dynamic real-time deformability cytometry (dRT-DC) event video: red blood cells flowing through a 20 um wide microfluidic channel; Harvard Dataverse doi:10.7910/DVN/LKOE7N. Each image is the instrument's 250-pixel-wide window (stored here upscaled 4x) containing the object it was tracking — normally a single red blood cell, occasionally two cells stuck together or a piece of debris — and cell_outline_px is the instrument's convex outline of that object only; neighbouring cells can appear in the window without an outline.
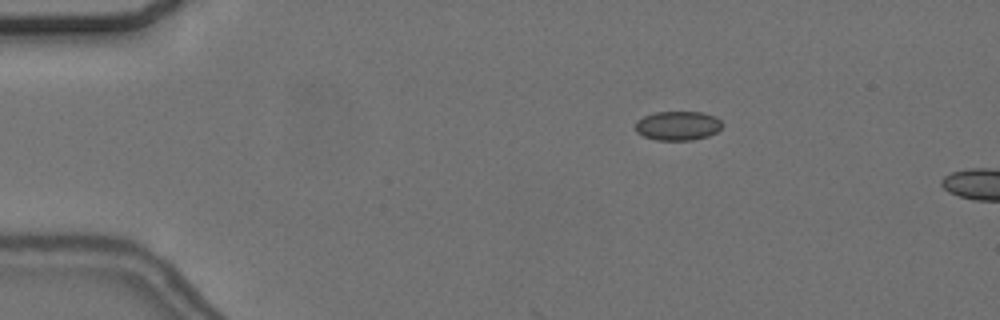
{"species": "common noctule bat (a hibernating species)", "species_latin": "Nyctalus noctula", "temperature_condition": "cold", "stored_images_in_passage": 5, "camera_frame_rate_fps": 3000, "um_per_image_px": 0.085, "animal": {"sex": "female", "body_mass_g": 24.6, "forearm_length_mm": 56.2}, "frame": {"image": 1, "passage_image": 2, "time_ms": 0.333, "image_size_px": [1000, 320], "cell_outline_px": [[724, 124], [716, 132], [708, 136], [692, 140], [656, 140], [644, 136], [636, 132], [636, 120], [644, 116], [656, 112], [704, 112], [716, 116]], "centroid_in_image_um": [57.63, 10.68], "position_along_channel_um": 27.4, "area_um2": 14.85}}